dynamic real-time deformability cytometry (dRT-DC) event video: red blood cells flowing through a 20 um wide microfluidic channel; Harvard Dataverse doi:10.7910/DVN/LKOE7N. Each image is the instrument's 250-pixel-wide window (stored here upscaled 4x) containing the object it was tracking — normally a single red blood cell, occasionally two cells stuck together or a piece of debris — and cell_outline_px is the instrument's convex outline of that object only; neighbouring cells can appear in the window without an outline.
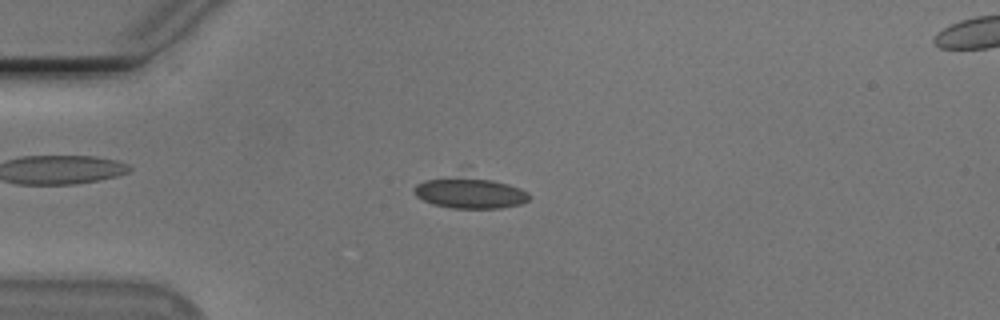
{"species": "Egyptian fruit bat (a non-hibernating species)", "species_latin": "Rousettus aegyptiacus", "temperature_condition": "cold", "stored_images_in_passage": 54, "camera_frame_rate_fps": 3000, "um_per_image_px": 0.085, "animal": {"sex": "male"}, "frame": {"image": 1, "passage_image": 14, "time_ms": 4.333, "image_size_px": [1000, 320], "cell_outline_px": [[532, 196], [528, 200], [520, 204], [500, 208], [452, 208], [432, 204], [416, 196], [412, 192], [412, 188], [416, 184], [424, 180], [468, 164], [520, 188], [528, 192]], "centroid_in_image_um": [39.91, 16.16], "position_along_channel_um": 45.1, "area_um2": 24.51}}
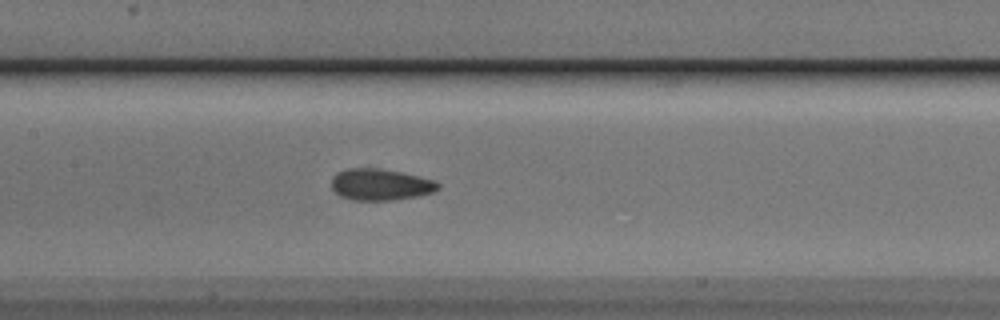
{"frame": {"image": 2, "passage_image": 26, "time_ms": 8.333, "image_size_px": [1000, 320], "cell_outline_px": [[440, 188], [436, 192], [416, 196], [392, 200], [352, 200], [340, 196], [332, 188], [332, 176], [336, 172], [348, 168], [380, 168], [400, 172], [436, 180], [440, 184]], "centroid_in_image_um": [32.35, 15.68], "position_along_channel_um": 175.0, "area_um2": 19.71}}
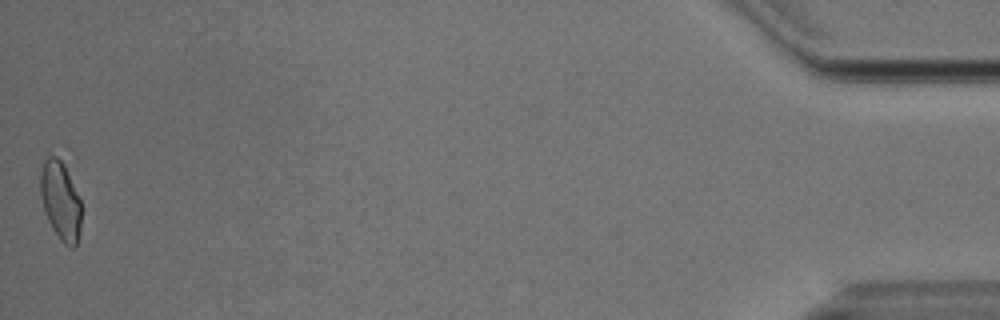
{"frame": {"image": 3, "passage_image": 54, "time_ms": 17.667, "image_size_px": [1000, 320], "cell_outline_px": [[80, 232], [76, 244], [72, 248], [64, 244], [60, 240], [52, 228], [44, 212], [40, 196], [40, 172], [44, 160], [48, 156], [56, 156], [64, 164], [80, 200]], "centroid_in_image_um": [5.12, 17.07], "position_along_channel_um": 430.1, "area_um2": 18.67}, "authors_computed_cell_mechanics": {"area_um2": 19.2185, "velocity_mm_per_s": 3.7587, "shape_relaxation_time_tau1_ms": 9.4621, "shape_relaxation_time_tau2_ms": 1.9772, "deformation_change_tau1": 0.1521, "deformation_change_tau2": 0.0556}}